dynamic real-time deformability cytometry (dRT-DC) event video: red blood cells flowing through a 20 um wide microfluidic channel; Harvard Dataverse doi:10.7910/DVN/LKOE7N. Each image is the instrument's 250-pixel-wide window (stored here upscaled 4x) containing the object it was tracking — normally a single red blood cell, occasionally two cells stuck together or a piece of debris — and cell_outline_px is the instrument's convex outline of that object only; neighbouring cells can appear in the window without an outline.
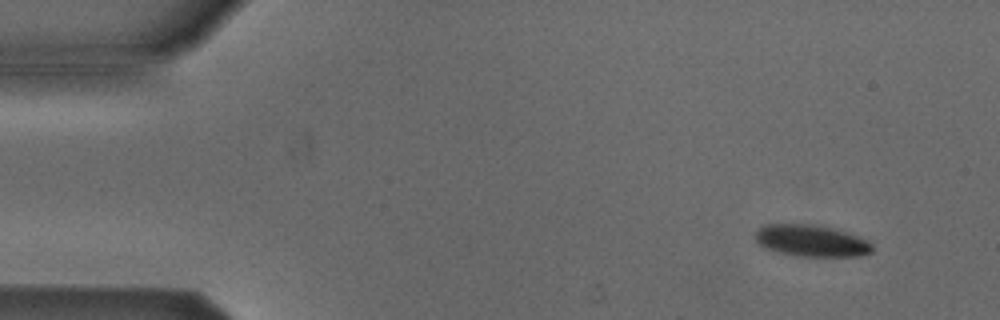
{"species": "Egyptian fruit bat (a non-hibernating species)", "species_latin": "Rousettus aegyptiacus", "temperature_condition": "cold", "stored_images_in_passage": 4, "camera_frame_rate_fps": 3000, "um_per_image_px": 0.085, "animal": {"sex": "male"}, "frame": {"image": 1, "passage_image": 1, "time_ms": 0.0, "image_size_px": [1000, 320], "cell_outline_px": [[872, 252], [860, 256], [796, 256], [776, 252], [764, 248], [756, 240], [756, 232], [764, 224], [808, 224], [832, 228], [856, 236], [872, 244]], "centroid_in_image_um": [68.92, 20.47], "position_along_channel_um": 16.1, "area_um2": 21.33}}
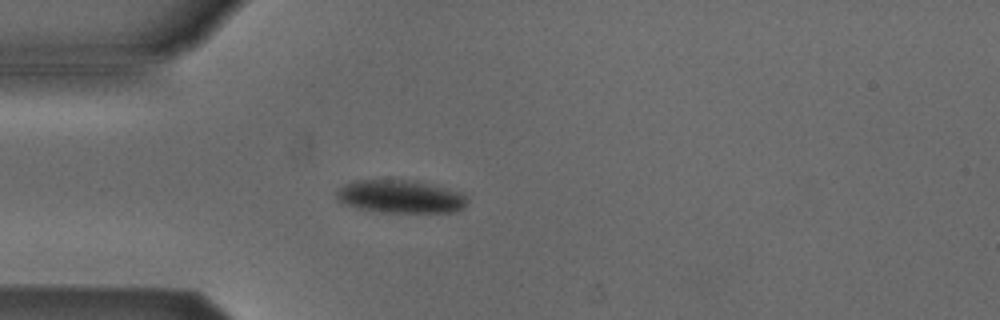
{"frame": {"image": 2, "passage_image": 4, "time_ms": 3.333, "image_size_px": [1000, 320], "cell_outline_px": [[468, 204], [464, 208], [456, 212], [380, 212], [356, 208], [344, 204], [336, 200], [336, 192], [344, 184], [356, 180], [416, 180], [460, 192], [468, 200]], "centroid_in_image_um": [34.02, 16.71], "position_along_channel_um": 51.0, "area_um2": 25.32}}